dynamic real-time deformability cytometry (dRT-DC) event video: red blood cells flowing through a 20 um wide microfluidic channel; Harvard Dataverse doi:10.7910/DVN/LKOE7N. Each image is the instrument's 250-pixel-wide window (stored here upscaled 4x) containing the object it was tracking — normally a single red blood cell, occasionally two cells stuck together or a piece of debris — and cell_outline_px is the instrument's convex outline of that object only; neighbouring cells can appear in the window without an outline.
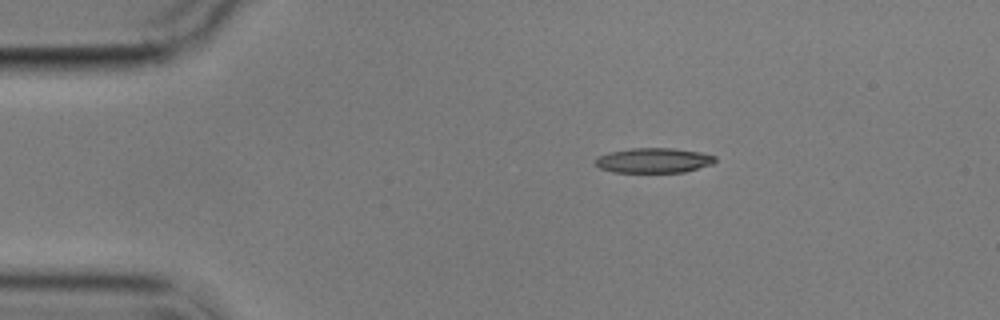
{"species": "common noctule bat (a hibernating species)", "species_latin": "Nyctalus noctula", "temperature_condition": "cold", "stored_images_in_passage": 2, "camera_frame_rate_fps": 3000, "um_per_image_px": 0.085, "animal": {"sex": "male", "body_mass_g": 17.9}, "frame": {"image": 1, "passage_image": 1, "time_ms": 0.0, "image_size_px": [1000, 320], "cell_outline_px": [[716, 160], [712, 164], [684, 172], [612, 172], [600, 168], [596, 164], [596, 156], [608, 152], [632, 148], [672, 148], [700, 152], [716, 156]], "centroid_in_image_um": [55.55, 13.63], "position_along_channel_um": 29.5, "area_um2": 17.4}}